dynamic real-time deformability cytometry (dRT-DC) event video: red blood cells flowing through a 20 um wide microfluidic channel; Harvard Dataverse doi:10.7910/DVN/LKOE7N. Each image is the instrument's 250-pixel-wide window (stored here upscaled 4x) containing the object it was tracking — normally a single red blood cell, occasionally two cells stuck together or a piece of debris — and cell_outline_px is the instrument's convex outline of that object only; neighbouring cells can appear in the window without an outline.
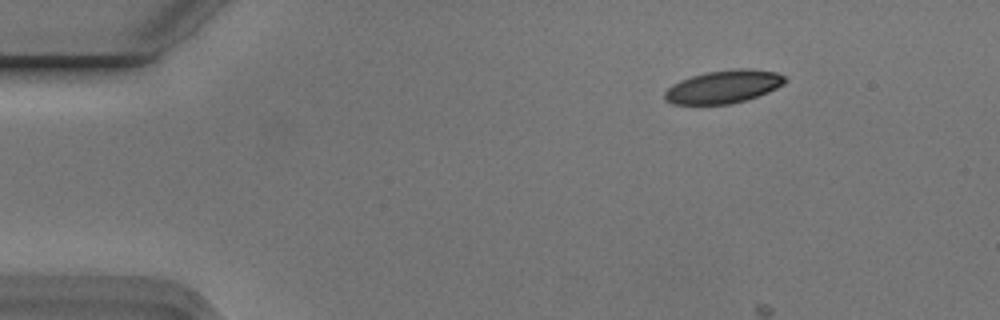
{"species": "Egyptian fruit bat (a non-hibernating species)", "species_latin": "Rousettus aegyptiacus", "temperature_condition": "cold", "stored_images_in_passage": 3, "camera_frame_rate_fps": 3000, "um_per_image_px": 0.085, "animal": {"sex": "male"}, "frame": {"image": 1, "passage_image": 1, "time_ms": 0.0, "image_size_px": [1000, 320], "cell_outline_px": [[788, 80], [784, 84], [768, 92], [744, 100], [728, 104], [672, 104], [664, 96], [664, 92], [672, 84], [680, 80], [692, 76], [708, 72], [740, 68], [748, 68], [776, 72], [784, 76]], "centroid_in_image_um": [61.51, 7.36], "position_along_channel_um": 23.5, "area_um2": 22.89}}